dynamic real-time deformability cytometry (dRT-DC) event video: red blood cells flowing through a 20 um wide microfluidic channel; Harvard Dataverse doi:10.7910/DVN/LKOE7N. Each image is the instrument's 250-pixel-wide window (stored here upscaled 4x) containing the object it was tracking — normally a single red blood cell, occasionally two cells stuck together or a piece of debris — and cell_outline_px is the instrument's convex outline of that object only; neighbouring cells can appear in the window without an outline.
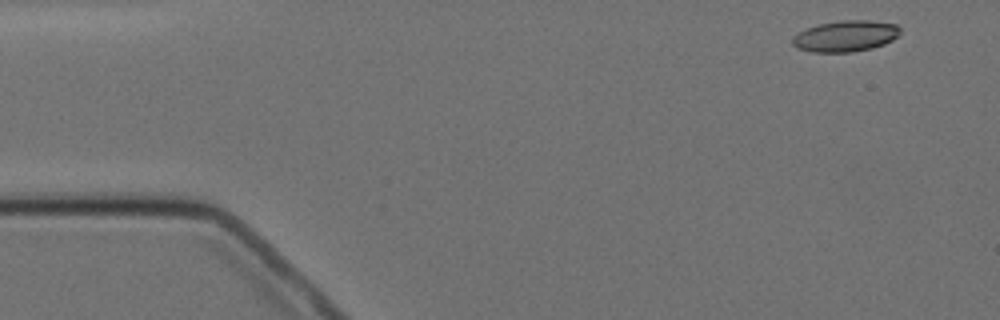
{"species": "Egyptian fruit bat (a non-hibernating species)", "species_latin": "Rousettus aegyptiacus", "temperature_condition": "cold", "stored_images_in_passage": 14, "camera_frame_rate_fps": 3000, "um_per_image_px": 0.085, "animal": {"sex": "female"}, "frame": {"image": 1, "passage_image": 1, "time_ms": 0.0, "image_size_px": [1000, 320], "cell_outline_px": [[900, 32], [892, 40], [884, 44], [872, 48], [852, 52], [812, 52], [796, 48], [792, 44], [792, 36], [808, 28], [820, 24], [844, 20], [872, 20], [896, 24], [900, 28]], "centroid_in_image_um": [71.87, 3.07], "position_along_channel_um": 13.1, "area_um2": 19.48}}
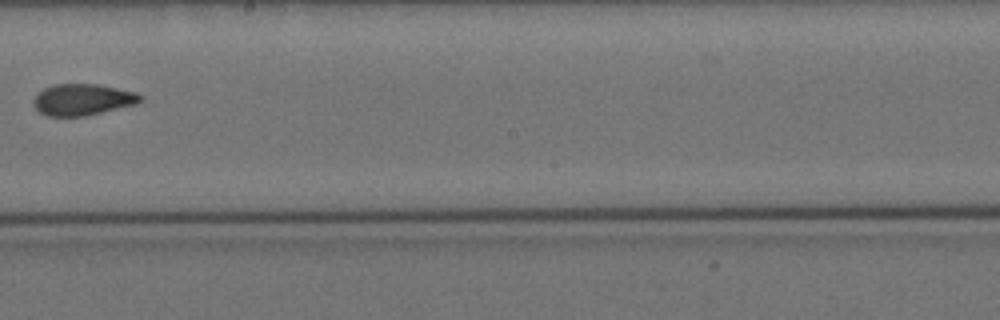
{"frame": {"image": 2, "passage_image": 8, "time_ms": 9.333, "image_size_px": [1000, 320], "cell_outline_px": [[144, 100], [136, 104], [84, 116], [48, 116], [40, 112], [32, 104], [32, 100], [44, 88], [52, 84], [96, 84], [136, 92], [144, 96]], "centroid_in_image_um": [7.03, 8.46], "position_along_channel_um": 241.2, "area_um2": 19.54}}
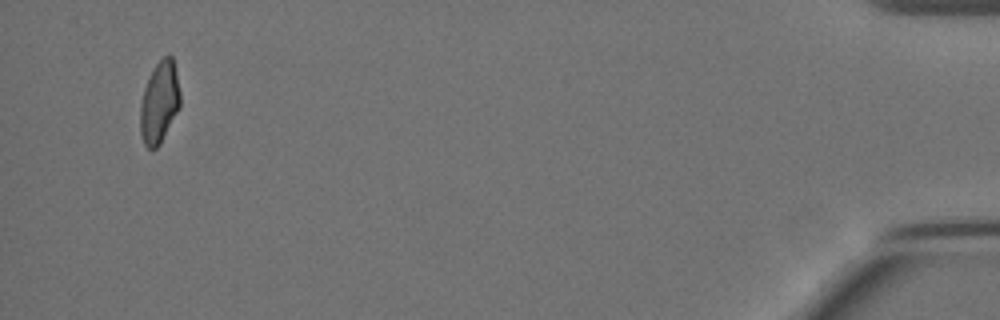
{"frame": {"image": 3, "passage_image": 14, "time_ms": 17.0, "image_size_px": [1000, 320], "cell_outline_px": [[180, 108], [160, 144], [156, 148], [148, 148], [144, 144], [140, 132], [140, 104], [144, 88], [156, 64], [164, 56], [172, 56], [176, 72], [180, 92]], "centroid_in_image_um": [13.55, 8.73], "position_along_channel_um": 421.6, "area_um2": 18.9}, "authors_computed_cell_mechanics": {"area_um2": 19.7098, "velocity_mm_per_s": 3.5031, "shape_relaxation_time_tau1_ms": null, "shape_relaxation_time_tau2_ms": 2.0898, "deformation_change_tau1": null, "deformation_change_tau2": 0.0582}}